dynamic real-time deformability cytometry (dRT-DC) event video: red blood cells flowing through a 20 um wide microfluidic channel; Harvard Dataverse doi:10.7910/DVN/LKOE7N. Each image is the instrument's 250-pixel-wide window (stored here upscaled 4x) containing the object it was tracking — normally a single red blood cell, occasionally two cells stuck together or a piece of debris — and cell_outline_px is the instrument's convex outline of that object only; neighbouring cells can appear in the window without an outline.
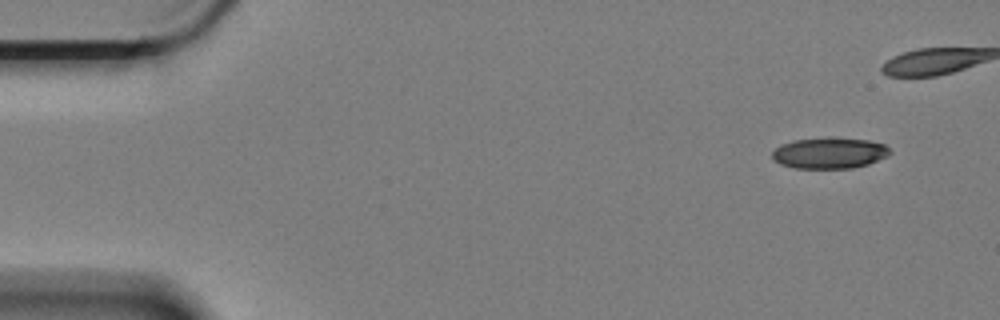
{"species": "Egyptian fruit bat (a non-hibernating species)", "species_latin": "Rousettus aegyptiacus", "temperature_condition": "cold", "stored_images_in_passage": 8, "camera_frame_rate_fps": 3000, "um_per_image_px": 0.085, "animal": {"sex": "female"}, "frame": {"image": 1, "passage_image": 2, "time_ms": 0.333, "image_size_px": [1000, 320], "cell_outline_px": [[892, 152], [888, 156], [868, 164], [852, 168], [796, 168], [780, 164], [772, 160], [772, 152], [780, 144], [792, 140], [828, 136], [868, 140], [884, 144]], "centroid_in_image_um": [70.48, 12.99], "position_along_channel_um": 14.5, "area_um2": 21.68}}
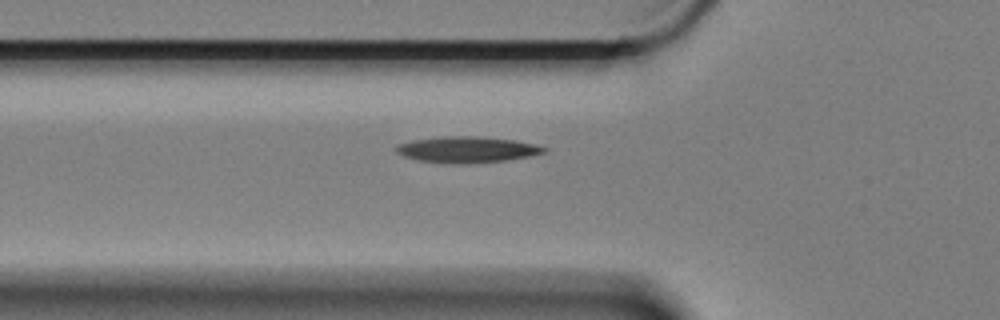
{"frame": {"image": 2, "passage_image": 8, "time_ms": 2.333, "image_size_px": [1000, 320], "cell_outline_px": [[548, 148], [544, 152], [528, 156], [504, 160], [420, 160], [404, 156], [396, 152], [396, 144], [412, 140], [444, 136], [476, 136], [516, 140], [536, 144]], "centroid_in_image_um": [39.72, 12.63], "position_along_channel_um": 86.1, "area_um2": 20.98}}